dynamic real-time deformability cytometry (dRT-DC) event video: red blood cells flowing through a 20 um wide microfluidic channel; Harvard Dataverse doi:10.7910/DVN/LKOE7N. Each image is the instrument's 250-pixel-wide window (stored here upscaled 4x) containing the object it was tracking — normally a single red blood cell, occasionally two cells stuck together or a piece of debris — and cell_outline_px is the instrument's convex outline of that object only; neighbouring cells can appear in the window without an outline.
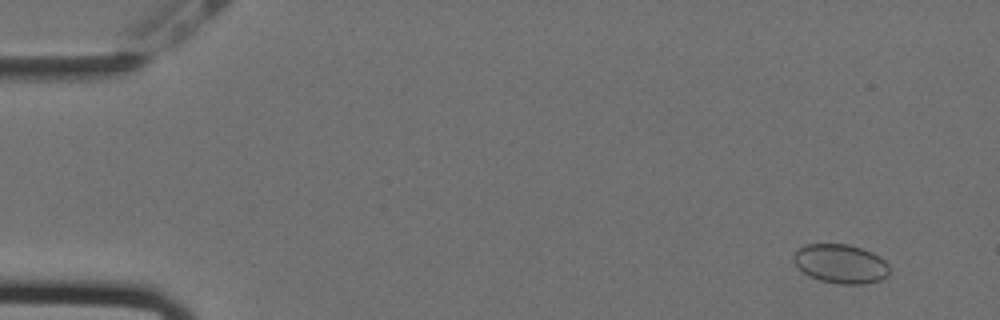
{"species": "Egyptian fruit bat (a non-hibernating species)", "species_latin": "Rousettus aegyptiacus", "temperature_condition": "cold", "stored_images_in_passage": 15, "camera_frame_rate_fps": 3000, "um_per_image_px": 0.085, "animal": {"sex": "female"}, "frame": {"image": 1, "passage_image": 5, "time_ms": 1.333, "image_size_px": [1000, 320], "cell_outline_px": [[888, 276], [880, 280], [864, 284], [840, 284], [820, 280], [808, 276], [792, 260], [792, 252], [796, 248], [804, 244], [848, 244], [872, 252], [880, 256], [888, 264]], "centroid_in_image_um": [71.42, 22.41], "position_along_channel_um": 13.6, "area_um2": 22.02}}